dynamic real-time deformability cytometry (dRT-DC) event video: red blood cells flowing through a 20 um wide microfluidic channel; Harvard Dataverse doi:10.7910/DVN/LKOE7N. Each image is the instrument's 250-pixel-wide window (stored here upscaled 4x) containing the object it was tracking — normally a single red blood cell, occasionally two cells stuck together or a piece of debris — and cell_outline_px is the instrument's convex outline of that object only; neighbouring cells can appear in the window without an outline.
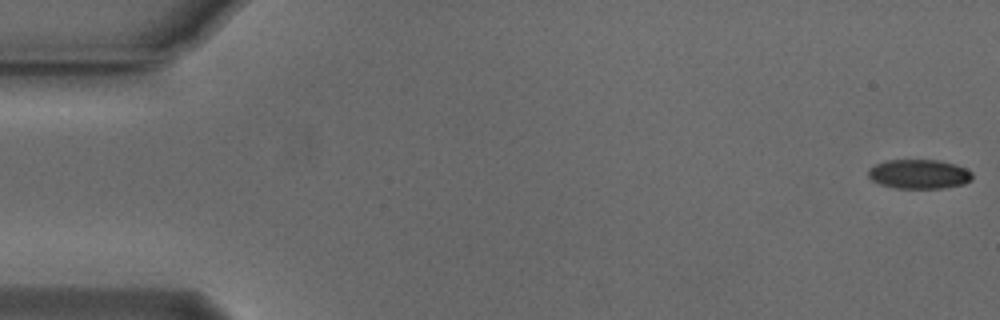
{"species": "Egyptian fruit bat (a non-hibernating species)", "species_latin": "Rousettus aegyptiacus", "temperature_condition": "cold", "stored_images_in_passage": 54, "camera_frame_rate_fps": 3000, "um_per_image_px": 0.085, "animal": {"sex": "male"}, "frame": {"image": 1, "passage_image": 1, "time_ms": 0.0, "image_size_px": [1000, 320], "cell_outline_px": [[972, 180], [964, 184], [944, 188], [896, 188], [880, 184], [872, 180], [868, 176], [868, 168], [876, 164], [888, 160], [940, 160], [956, 164], [972, 172]], "centroid_in_image_um": [78.13, 14.8], "position_along_channel_um": 6.9, "area_um2": 17.86}}
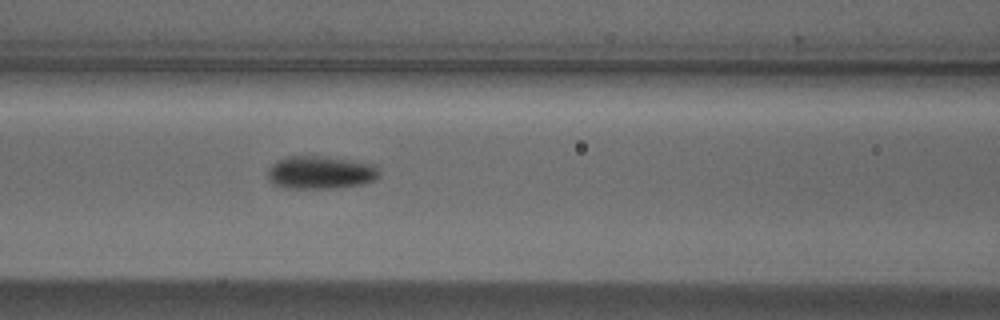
{"frame": {"image": 2, "passage_image": 23, "time_ms": 7.333, "image_size_px": [1000, 320], "cell_outline_px": [[380, 176], [372, 180], [360, 184], [332, 188], [288, 188], [276, 184], [268, 176], [268, 168], [276, 160], [284, 156], [324, 156], [352, 160], [376, 164], [380, 168]], "centroid_in_image_um": [27.27, 14.63], "position_along_channel_um": 139.3, "area_um2": 21.44}}
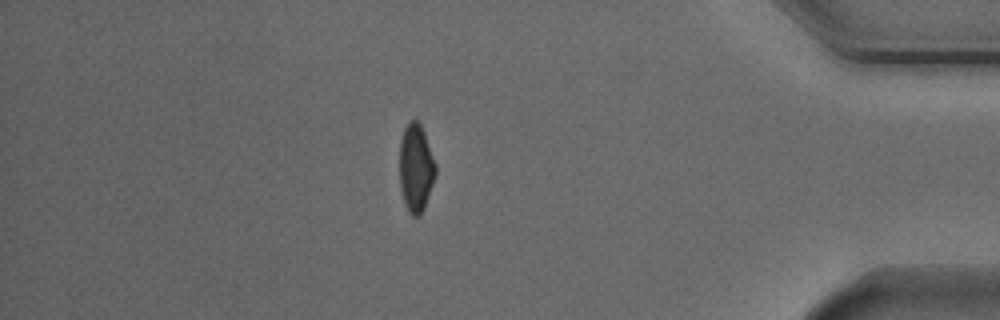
{"frame": {"image": 3, "passage_image": 47, "time_ms": 15.333, "image_size_px": [1000, 320], "cell_outline_px": [[436, 172], [424, 208], [420, 216], [412, 216], [408, 212], [404, 204], [400, 188], [400, 140], [404, 128], [412, 120], [416, 120], [420, 124], [424, 132], [436, 164]], "centroid_in_image_um": [35.34, 14.3], "position_along_channel_um": 399.9, "area_um2": 18.38}, "authors_computed_cell_mechanics": {"area_um2": 19.5364, "velocity_mm_per_s": 3.7721, "shape_relaxation_time_tau1_ms": 3.306, "shape_relaxation_time_tau2_ms": 2.0698, "deformation_change_tau1": 0.1151, "deformation_change_tau2": 0.0712}}